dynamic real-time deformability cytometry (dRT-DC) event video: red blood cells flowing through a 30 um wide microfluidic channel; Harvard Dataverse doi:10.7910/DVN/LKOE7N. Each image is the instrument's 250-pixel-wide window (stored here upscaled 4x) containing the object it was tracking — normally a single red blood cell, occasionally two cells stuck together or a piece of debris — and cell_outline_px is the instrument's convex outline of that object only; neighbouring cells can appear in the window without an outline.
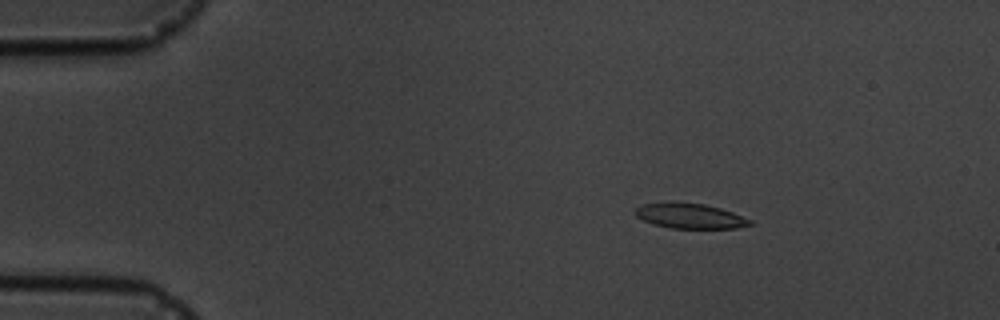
{"species": "common noctule bat (a hibernating species)", "species_latin": "Nyctalus noctula", "temperature_condition": "cold", "stored_images_in_passage": 4, "camera_frame_rate_fps": 3000, "um_per_image_px": 0.085, "animal": {"sex": "male", "body_mass_g": 19.5, "forearm_length_mm": 54.6}, "frame": {"image": 1, "passage_image": 2, "time_ms": 1.0, "image_size_px": [1000, 320], "cell_outline_px": [[752, 224], [736, 228], [668, 228], [652, 224], [636, 216], [636, 208], [644, 204], [668, 200], [676, 200], [704, 204], [720, 208], [732, 212], [752, 220]], "centroid_in_image_um": [58.61, 18.33], "position_along_channel_um": 26.4, "area_um2": 17.11}}